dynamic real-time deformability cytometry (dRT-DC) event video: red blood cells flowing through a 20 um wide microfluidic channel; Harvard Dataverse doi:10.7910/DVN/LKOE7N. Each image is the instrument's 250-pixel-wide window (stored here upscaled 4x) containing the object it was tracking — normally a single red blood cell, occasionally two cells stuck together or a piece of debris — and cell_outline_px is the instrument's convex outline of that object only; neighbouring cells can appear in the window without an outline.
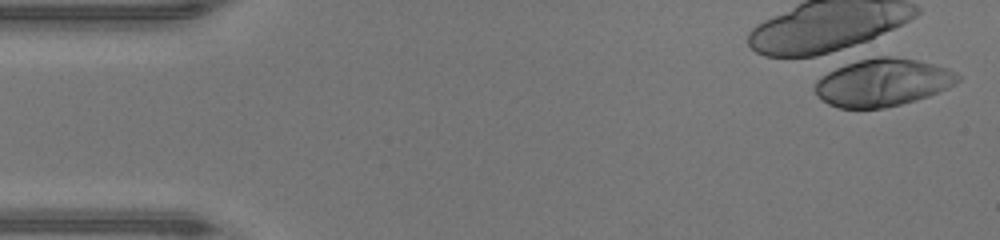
{"species": "human", "species_latin": "Homo sapiens", "temperature_condition": "warm", "stored_images_in_passage": 1, "camera_frame_rate_fps": 3000, "um_per_image_px": 0.085, "donor": {"sex": "male"}, "frame": {"image": 1, "passage_image": 1, "time_ms": 0.0, "image_size_px": [1000, 240], "cell_outline_px": [[960, 80], [956, 84], [940, 92], [916, 100], [884, 108], [840, 108], [828, 104], [812, 88], [816, 80], [828, 72], [836, 68], [868, 56], [888, 56], [916, 60], [948, 68], [956, 72], [960, 76]], "centroid_in_image_um": [75.04, 7.01], "position_along_channel_um": 10.0, "area_um2": 39.65}}